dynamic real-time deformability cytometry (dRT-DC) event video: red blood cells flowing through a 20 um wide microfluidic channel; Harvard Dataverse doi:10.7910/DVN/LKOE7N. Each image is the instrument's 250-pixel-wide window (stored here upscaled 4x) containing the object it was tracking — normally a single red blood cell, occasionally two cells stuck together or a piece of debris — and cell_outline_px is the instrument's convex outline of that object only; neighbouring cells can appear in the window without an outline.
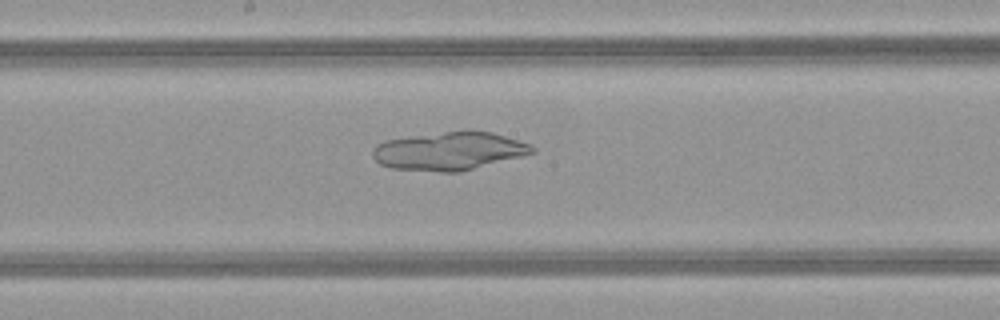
{"species": "common noctule bat (a hibernating species)", "species_latin": "Nyctalus noctula", "temperature_condition": "warm", "stored_images_in_passage": 49, "camera_frame_rate_fps": 3000, "um_per_image_px": 0.085, "animal": {"sex": "female", "body_mass_g": 21.9}, "frame": {"image": 1, "passage_image": 26, "time_ms": 8.333, "image_size_px": [1000, 320], "cell_outline_px": [[536, 152], [460, 172], [440, 172], [392, 168], [380, 164], [372, 156], [372, 148], [376, 144], [384, 140], [464, 128], [468, 128], [492, 132], [532, 144], [536, 148]], "centroid_in_image_um": [38.19, 12.8], "position_along_channel_um": 210.0, "area_um2": 36.18}}
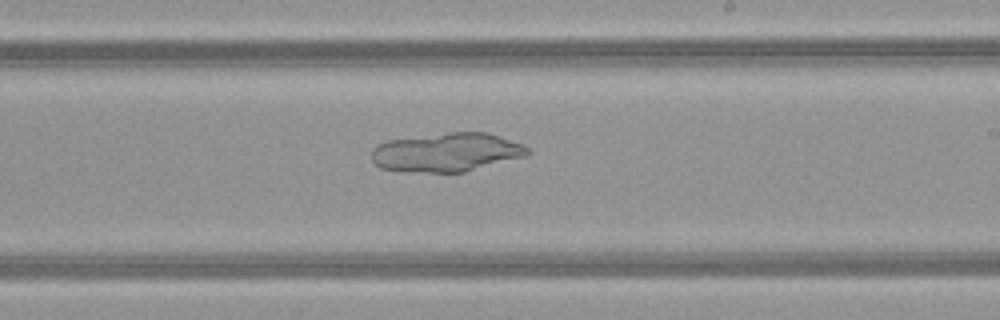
{"frame": {"image": 2, "passage_image": 29, "time_ms": 9.333, "image_size_px": [1000, 320], "cell_outline_px": [[532, 152], [528, 156], [464, 172], [400, 172], [380, 168], [372, 160], [372, 148], [376, 144], [388, 140], [448, 132], [488, 132], [524, 144]], "centroid_in_image_um": [37.98, 12.95], "position_along_channel_um": 251.0, "area_um2": 35.78}}
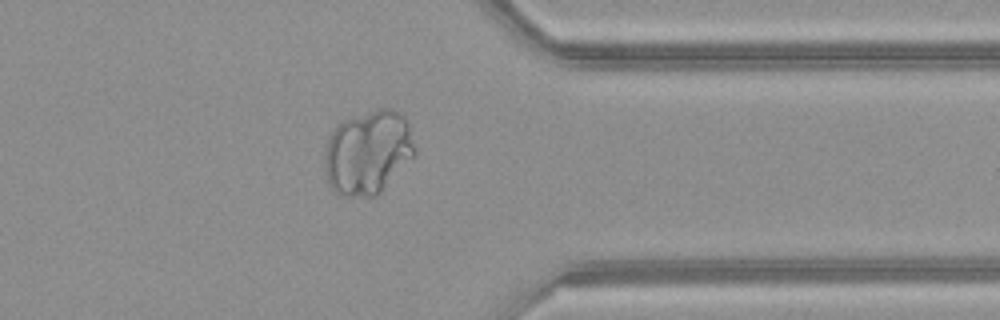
{"frame": {"image": 3, "passage_image": 39, "time_ms": 12.667, "image_size_px": [1000, 320], "cell_outline_px": [[416, 152], [384, 188], [376, 196], [344, 196], [336, 192], [328, 184], [324, 172], [324, 152], [328, 136], [336, 124], [352, 116], [380, 108], [392, 108], [400, 112], [408, 120], [416, 148]], "centroid_in_image_um": [31.25, 12.92], "position_along_channel_um": 380.2, "area_um2": 44.56}}